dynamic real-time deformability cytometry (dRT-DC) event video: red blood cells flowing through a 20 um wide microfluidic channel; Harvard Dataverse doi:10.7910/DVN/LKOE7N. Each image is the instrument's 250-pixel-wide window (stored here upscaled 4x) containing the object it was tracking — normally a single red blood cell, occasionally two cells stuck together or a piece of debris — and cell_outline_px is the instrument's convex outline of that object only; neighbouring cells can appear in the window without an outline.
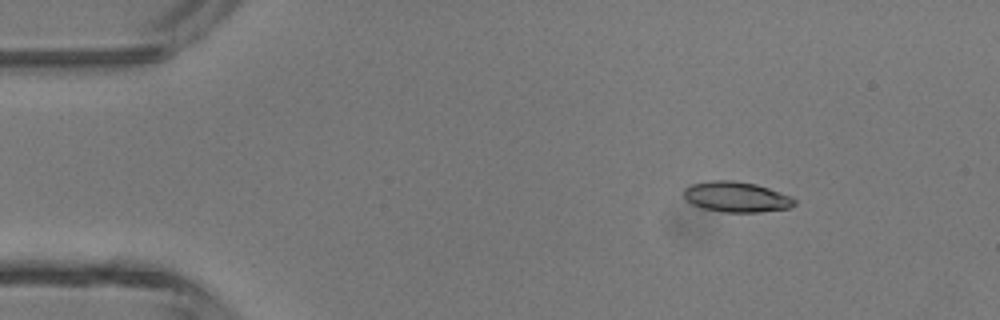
{"species": "common noctule bat (a hibernating species)", "species_latin": "Nyctalus noctula", "temperature_condition": "room temperature", "stored_images_in_passage": 4, "camera_frame_rate_fps": 3000, "um_per_image_px": 0.085, "animal": {"sex": "male", "body_mass_g": 13.3}, "frame": {"image": 1, "passage_image": 2, "time_ms": 0.333, "image_size_px": [1000, 320], "cell_outline_px": [[796, 204], [788, 208], [760, 212], [724, 212], [704, 208], [692, 204], [684, 196], [684, 188], [692, 184], [712, 180], [732, 180], [756, 184], [792, 196], [796, 200]], "centroid_in_image_um": [62.62, 16.73], "position_along_channel_um": 22.4, "area_um2": 19.54}}
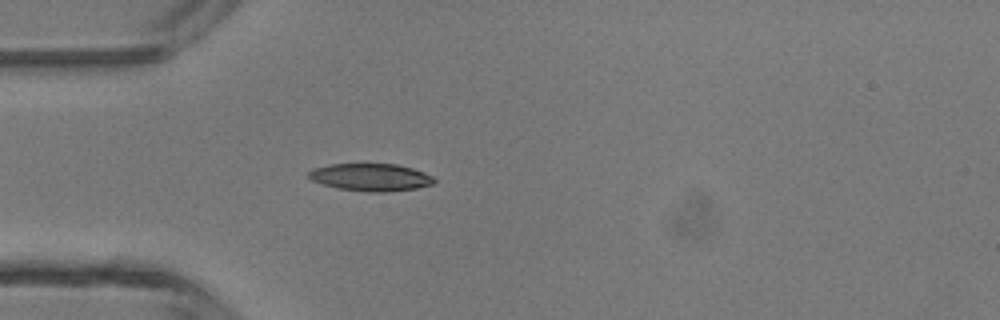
{"frame": {"image": 2, "passage_image": 4, "time_ms": 1.0, "image_size_px": [1000, 320], "cell_outline_px": [[436, 184], [416, 188], [388, 192], [368, 192], [340, 188], [324, 184], [312, 180], [308, 176], [308, 172], [312, 168], [328, 164], [396, 164], [412, 168], [424, 172], [432, 176], [436, 180]], "centroid_in_image_um": [31.54, 15.06], "position_along_channel_um": 53.5, "area_um2": 20.11}}